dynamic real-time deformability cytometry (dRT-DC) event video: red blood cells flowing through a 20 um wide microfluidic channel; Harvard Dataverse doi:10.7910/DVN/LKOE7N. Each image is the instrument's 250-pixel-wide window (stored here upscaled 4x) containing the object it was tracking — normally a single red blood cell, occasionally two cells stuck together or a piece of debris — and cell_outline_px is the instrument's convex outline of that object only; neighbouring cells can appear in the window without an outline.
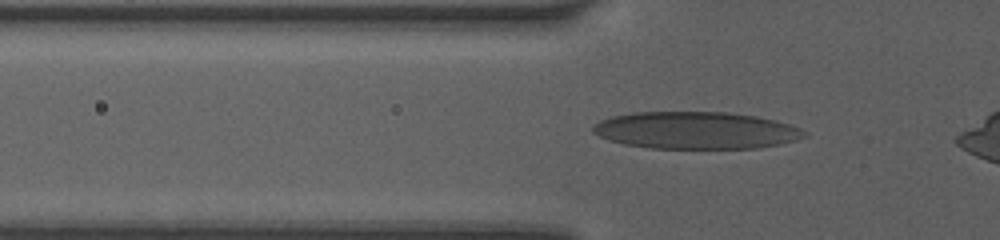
{"species": "human", "species_latin": "Homo sapiens", "temperature_condition": "room temperature", "stored_images_in_passage": 34, "camera_frame_rate_fps": 3000, "um_per_image_px": 0.085, "donor": {"sex": "female"}, "frame": {"image": 1, "passage_image": 7, "time_ms": 3.0, "image_size_px": [1000, 240], "cell_outline_px": [[808, 136], [796, 140], [780, 144], [756, 148], [648, 148], [624, 144], [608, 140], [592, 132], [592, 124], [600, 120], [612, 116], [632, 112], [728, 112], [756, 116], [776, 120], [800, 128], [808, 132]], "centroid_in_image_um": [59.15, 11.08], "position_along_channel_um": 66.7, "area_um2": 46.07}}
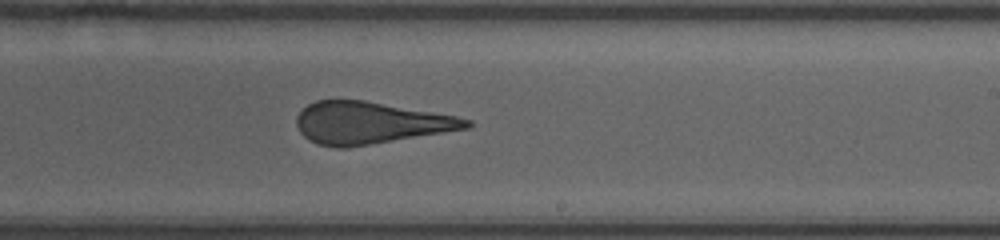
{"frame": {"image": 2, "passage_image": 20, "time_ms": 7.667, "image_size_px": [1000, 240], "cell_outline_px": [[472, 124], [468, 128], [348, 148], [336, 148], [316, 144], [308, 140], [300, 132], [296, 124], [296, 116], [308, 104], [316, 100], [364, 100], [456, 116], [472, 120]], "centroid_in_image_um": [31.42, 10.45], "position_along_channel_um": 257.6, "area_um2": 41.44}}
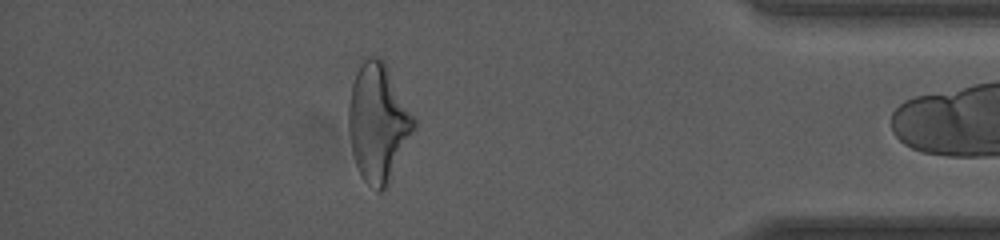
{"frame": {"image": 3, "passage_image": 33, "time_ms": 12.0, "image_size_px": [1000, 240], "cell_outline_px": [[416, 128], [384, 188], [380, 192], [376, 192], [360, 176], [352, 152], [348, 128], [348, 104], [352, 84], [360, 56], [380, 56], [384, 60], [416, 116]], "centroid_in_image_um": [32.13, 10.32], "position_along_channel_um": 403.1, "area_um2": 45.49}}